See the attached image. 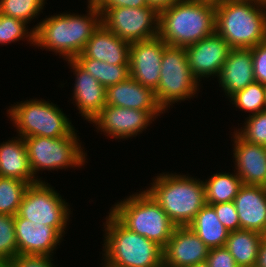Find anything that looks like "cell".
<instances>
[{"mask_svg": "<svg viewBox=\"0 0 266 267\" xmlns=\"http://www.w3.org/2000/svg\"><path fill=\"white\" fill-rule=\"evenodd\" d=\"M18 255L14 216L0 214V262L6 265Z\"/></svg>", "mask_w": 266, "mask_h": 267, "instance_id": "32", "label": "cell"}, {"mask_svg": "<svg viewBox=\"0 0 266 267\" xmlns=\"http://www.w3.org/2000/svg\"><path fill=\"white\" fill-rule=\"evenodd\" d=\"M199 84L188 65L185 48L167 46L162 55L159 85L154 91L161 109L165 112L175 102L195 96Z\"/></svg>", "mask_w": 266, "mask_h": 267, "instance_id": "9", "label": "cell"}, {"mask_svg": "<svg viewBox=\"0 0 266 267\" xmlns=\"http://www.w3.org/2000/svg\"><path fill=\"white\" fill-rule=\"evenodd\" d=\"M113 206L110 213L123 226L162 248L166 246L176 228L166 212L145 190L130 195Z\"/></svg>", "mask_w": 266, "mask_h": 267, "instance_id": "6", "label": "cell"}, {"mask_svg": "<svg viewBox=\"0 0 266 267\" xmlns=\"http://www.w3.org/2000/svg\"><path fill=\"white\" fill-rule=\"evenodd\" d=\"M45 0H0V14L27 24L42 12Z\"/></svg>", "mask_w": 266, "mask_h": 267, "instance_id": "30", "label": "cell"}, {"mask_svg": "<svg viewBox=\"0 0 266 267\" xmlns=\"http://www.w3.org/2000/svg\"><path fill=\"white\" fill-rule=\"evenodd\" d=\"M106 105L144 111H163L156 101L154 91L139 84L130 76L106 88Z\"/></svg>", "mask_w": 266, "mask_h": 267, "instance_id": "22", "label": "cell"}, {"mask_svg": "<svg viewBox=\"0 0 266 267\" xmlns=\"http://www.w3.org/2000/svg\"><path fill=\"white\" fill-rule=\"evenodd\" d=\"M18 254L48 255L52 257L62 235L48 225L34 223L25 218L14 216Z\"/></svg>", "mask_w": 266, "mask_h": 267, "instance_id": "16", "label": "cell"}, {"mask_svg": "<svg viewBox=\"0 0 266 267\" xmlns=\"http://www.w3.org/2000/svg\"><path fill=\"white\" fill-rule=\"evenodd\" d=\"M263 236L245 229L229 232L225 247L238 267H256Z\"/></svg>", "mask_w": 266, "mask_h": 267, "instance_id": "24", "label": "cell"}, {"mask_svg": "<svg viewBox=\"0 0 266 267\" xmlns=\"http://www.w3.org/2000/svg\"><path fill=\"white\" fill-rule=\"evenodd\" d=\"M196 1L206 2V3L213 4V5H218L221 2H224L225 0H196Z\"/></svg>", "mask_w": 266, "mask_h": 267, "instance_id": "42", "label": "cell"}, {"mask_svg": "<svg viewBox=\"0 0 266 267\" xmlns=\"http://www.w3.org/2000/svg\"><path fill=\"white\" fill-rule=\"evenodd\" d=\"M248 118V119H247ZM242 126L235 132L250 143L266 146V110L257 114H249Z\"/></svg>", "mask_w": 266, "mask_h": 267, "instance_id": "33", "label": "cell"}, {"mask_svg": "<svg viewBox=\"0 0 266 267\" xmlns=\"http://www.w3.org/2000/svg\"><path fill=\"white\" fill-rule=\"evenodd\" d=\"M51 256L18 254L5 267H56Z\"/></svg>", "mask_w": 266, "mask_h": 267, "instance_id": "35", "label": "cell"}, {"mask_svg": "<svg viewBox=\"0 0 266 267\" xmlns=\"http://www.w3.org/2000/svg\"><path fill=\"white\" fill-rule=\"evenodd\" d=\"M73 60L105 88L122 82L130 76L129 65H112L92 58Z\"/></svg>", "mask_w": 266, "mask_h": 267, "instance_id": "27", "label": "cell"}, {"mask_svg": "<svg viewBox=\"0 0 266 267\" xmlns=\"http://www.w3.org/2000/svg\"><path fill=\"white\" fill-rule=\"evenodd\" d=\"M253 67L251 49H231L217 77L228 98L255 82Z\"/></svg>", "mask_w": 266, "mask_h": 267, "instance_id": "21", "label": "cell"}, {"mask_svg": "<svg viewBox=\"0 0 266 267\" xmlns=\"http://www.w3.org/2000/svg\"><path fill=\"white\" fill-rule=\"evenodd\" d=\"M87 10L84 16L60 13L37 23L33 27L35 46L58 53L65 60H73L101 25L99 8L88 7Z\"/></svg>", "mask_w": 266, "mask_h": 267, "instance_id": "1", "label": "cell"}, {"mask_svg": "<svg viewBox=\"0 0 266 267\" xmlns=\"http://www.w3.org/2000/svg\"><path fill=\"white\" fill-rule=\"evenodd\" d=\"M101 24L129 43L158 36L159 12L153 7L99 8Z\"/></svg>", "mask_w": 266, "mask_h": 267, "instance_id": "11", "label": "cell"}, {"mask_svg": "<svg viewBox=\"0 0 266 267\" xmlns=\"http://www.w3.org/2000/svg\"><path fill=\"white\" fill-rule=\"evenodd\" d=\"M233 134L234 172L244 185L266 187V146L243 140L235 131Z\"/></svg>", "mask_w": 266, "mask_h": 267, "instance_id": "17", "label": "cell"}, {"mask_svg": "<svg viewBox=\"0 0 266 267\" xmlns=\"http://www.w3.org/2000/svg\"><path fill=\"white\" fill-rule=\"evenodd\" d=\"M105 0H88V7L99 8Z\"/></svg>", "mask_w": 266, "mask_h": 267, "instance_id": "41", "label": "cell"}, {"mask_svg": "<svg viewBox=\"0 0 266 267\" xmlns=\"http://www.w3.org/2000/svg\"><path fill=\"white\" fill-rule=\"evenodd\" d=\"M0 176L37 183L31 171L24 138L14 137L0 144Z\"/></svg>", "mask_w": 266, "mask_h": 267, "instance_id": "23", "label": "cell"}, {"mask_svg": "<svg viewBox=\"0 0 266 267\" xmlns=\"http://www.w3.org/2000/svg\"><path fill=\"white\" fill-rule=\"evenodd\" d=\"M189 267H209L207 262H202V263H198V264H194L192 266Z\"/></svg>", "mask_w": 266, "mask_h": 267, "instance_id": "43", "label": "cell"}, {"mask_svg": "<svg viewBox=\"0 0 266 267\" xmlns=\"http://www.w3.org/2000/svg\"><path fill=\"white\" fill-rule=\"evenodd\" d=\"M188 226L209 248L225 246L229 231L211 205L205 204Z\"/></svg>", "mask_w": 266, "mask_h": 267, "instance_id": "25", "label": "cell"}, {"mask_svg": "<svg viewBox=\"0 0 266 267\" xmlns=\"http://www.w3.org/2000/svg\"><path fill=\"white\" fill-rule=\"evenodd\" d=\"M56 104L44 99H32L11 105L7 116L22 138L40 136L59 138L70 136L76 129Z\"/></svg>", "mask_w": 266, "mask_h": 267, "instance_id": "7", "label": "cell"}, {"mask_svg": "<svg viewBox=\"0 0 266 267\" xmlns=\"http://www.w3.org/2000/svg\"><path fill=\"white\" fill-rule=\"evenodd\" d=\"M27 28V23L0 14V44L6 45L27 38V42L35 45V31L31 28L29 32Z\"/></svg>", "mask_w": 266, "mask_h": 267, "instance_id": "31", "label": "cell"}, {"mask_svg": "<svg viewBox=\"0 0 266 267\" xmlns=\"http://www.w3.org/2000/svg\"><path fill=\"white\" fill-rule=\"evenodd\" d=\"M24 141L31 171L38 182H43L36 176L38 171L76 168L86 163L87 153L75 131L66 137L33 136L24 138Z\"/></svg>", "mask_w": 266, "mask_h": 267, "instance_id": "8", "label": "cell"}, {"mask_svg": "<svg viewBox=\"0 0 266 267\" xmlns=\"http://www.w3.org/2000/svg\"><path fill=\"white\" fill-rule=\"evenodd\" d=\"M0 267H5V265L3 263L0 262Z\"/></svg>", "mask_w": 266, "mask_h": 267, "instance_id": "46", "label": "cell"}, {"mask_svg": "<svg viewBox=\"0 0 266 267\" xmlns=\"http://www.w3.org/2000/svg\"><path fill=\"white\" fill-rule=\"evenodd\" d=\"M158 267H172V266L166 265L164 262H162Z\"/></svg>", "mask_w": 266, "mask_h": 267, "instance_id": "44", "label": "cell"}, {"mask_svg": "<svg viewBox=\"0 0 266 267\" xmlns=\"http://www.w3.org/2000/svg\"><path fill=\"white\" fill-rule=\"evenodd\" d=\"M233 203L240 229L266 235V187L243 184Z\"/></svg>", "mask_w": 266, "mask_h": 267, "instance_id": "19", "label": "cell"}, {"mask_svg": "<svg viewBox=\"0 0 266 267\" xmlns=\"http://www.w3.org/2000/svg\"><path fill=\"white\" fill-rule=\"evenodd\" d=\"M163 173L145 191L176 226H188L206 204L204 183L189 175Z\"/></svg>", "mask_w": 266, "mask_h": 267, "instance_id": "4", "label": "cell"}, {"mask_svg": "<svg viewBox=\"0 0 266 267\" xmlns=\"http://www.w3.org/2000/svg\"><path fill=\"white\" fill-rule=\"evenodd\" d=\"M236 108L252 113V115L266 110V85L259 82L249 84L229 97Z\"/></svg>", "mask_w": 266, "mask_h": 267, "instance_id": "28", "label": "cell"}, {"mask_svg": "<svg viewBox=\"0 0 266 267\" xmlns=\"http://www.w3.org/2000/svg\"><path fill=\"white\" fill-rule=\"evenodd\" d=\"M258 2H262L266 4V0H257Z\"/></svg>", "mask_w": 266, "mask_h": 267, "instance_id": "45", "label": "cell"}, {"mask_svg": "<svg viewBox=\"0 0 266 267\" xmlns=\"http://www.w3.org/2000/svg\"><path fill=\"white\" fill-rule=\"evenodd\" d=\"M215 5L182 0L159 12L158 36L168 45L186 48L215 33Z\"/></svg>", "mask_w": 266, "mask_h": 267, "instance_id": "2", "label": "cell"}, {"mask_svg": "<svg viewBox=\"0 0 266 267\" xmlns=\"http://www.w3.org/2000/svg\"><path fill=\"white\" fill-rule=\"evenodd\" d=\"M131 43L108 31L102 24L75 58H92L112 65H129Z\"/></svg>", "mask_w": 266, "mask_h": 267, "instance_id": "20", "label": "cell"}, {"mask_svg": "<svg viewBox=\"0 0 266 267\" xmlns=\"http://www.w3.org/2000/svg\"><path fill=\"white\" fill-rule=\"evenodd\" d=\"M256 267H266V235L262 238Z\"/></svg>", "mask_w": 266, "mask_h": 267, "instance_id": "40", "label": "cell"}, {"mask_svg": "<svg viewBox=\"0 0 266 267\" xmlns=\"http://www.w3.org/2000/svg\"><path fill=\"white\" fill-rule=\"evenodd\" d=\"M215 8V32L232 49H251L266 41L265 3L257 0H225Z\"/></svg>", "mask_w": 266, "mask_h": 267, "instance_id": "3", "label": "cell"}, {"mask_svg": "<svg viewBox=\"0 0 266 267\" xmlns=\"http://www.w3.org/2000/svg\"><path fill=\"white\" fill-rule=\"evenodd\" d=\"M251 52L255 81L266 85V41L252 47Z\"/></svg>", "mask_w": 266, "mask_h": 267, "instance_id": "36", "label": "cell"}, {"mask_svg": "<svg viewBox=\"0 0 266 267\" xmlns=\"http://www.w3.org/2000/svg\"><path fill=\"white\" fill-rule=\"evenodd\" d=\"M161 113L106 105L91 122L110 138L127 139L141 134Z\"/></svg>", "mask_w": 266, "mask_h": 267, "instance_id": "12", "label": "cell"}, {"mask_svg": "<svg viewBox=\"0 0 266 267\" xmlns=\"http://www.w3.org/2000/svg\"><path fill=\"white\" fill-rule=\"evenodd\" d=\"M204 183L206 204L231 202L235 199L240 187L243 185L240 177L235 172H219L213 174Z\"/></svg>", "mask_w": 266, "mask_h": 267, "instance_id": "26", "label": "cell"}, {"mask_svg": "<svg viewBox=\"0 0 266 267\" xmlns=\"http://www.w3.org/2000/svg\"><path fill=\"white\" fill-rule=\"evenodd\" d=\"M206 262L209 267H238L225 246L210 248Z\"/></svg>", "mask_w": 266, "mask_h": 267, "instance_id": "37", "label": "cell"}, {"mask_svg": "<svg viewBox=\"0 0 266 267\" xmlns=\"http://www.w3.org/2000/svg\"><path fill=\"white\" fill-rule=\"evenodd\" d=\"M74 72L73 101L77 110L89 123L106 106V88L83 70L74 60H66Z\"/></svg>", "mask_w": 266, "mask_h": 267, "instance_id": "18", "label": "cell"}, {"mask_svg": "<svg viewBox=\"0 0 266 267\" xmlns=\"http://www.w3.org/2000/svg\"><path fill=\"white\" fill-rule=\"evenodd\" d=\"M211 206L214 208L218 219L229 232L240 229L238 213L233 201L211 204Z\"/></svg>", "mask_w": 266, "mask_h": 267, "instance_id": "34", "label": "cell"}, {"mask_svg": "<svg viewBox=\"0 0 266 267\" xmlns=\"http://www.w3.org/2000/svg\"><path fill=\"white\" fill-rule=\"evenodd\" d=\"M229 43L216 32L185 48L188 65L200 82L201 78L219 75L231 51Z\"/></svg>", "mask_w": 266, "mask_h": 267, "instance_id": "14", "label": "cell"}, {"mask_svg": "<svg viewBox=\"0 0 266 267\" xmlns=\"http://www.w3.org/2000/svg\"><path fill=\"white\" fill-rule=\"evenodd\" d=\"M104 224V265L102 267H158L163 248L128 230L110 212Z\"/></svg>", "mask_w": 266, "mask_h": 267, "instance_id": "5", "label": "cell"}, {"mask_svg": "<svg viewBox=\"0 0 266 267\" xmlns=\"http://www.w3.org/2000/svg\"><path fill=\"white\" fill-rule=\"evenodd\" d=\"M59 195L45 181L31 184L25 190L17 215L34 223L54 227L63 236L71 209Z\"/></svg>", "mask_w": 266, "mask_h": 267, "instance_id": "10", "label": "cell"}, {"mask_svg": "<svg viewBox=\"0 0 266 267\" xmlns=\"http://www.w3.org/2000/svg\"><path fill=\"white\" fill-rule=\"evenodd\" d=\"M209 249L189 226H176L163 248V262L172 267H189L206 262Z\"/></svg>", "mask_w": 266, "mask_h": 267, "instance_id": "15", "label": "cell"}, {"mask_svg": "<svg viewBox=\"0 0 266 267\" xmlns=\"http://www.w3.org/2000/svg\"><path fill=\"white\" fill-rule=\"evenodd\" d=\"M147 0H105L99 8H140L147 7Z\"/></svg>", "mask_w": 266, "mask_h": 267, "instance_id": "38", "label": "cell"}, {"mask_svg": "<svg viewBox=\"0 0 266 267\" xmlns=\"http://www.w3.org/2000/svg\"><path fill=\"white\" fill-rule=\"evenodd\" d=\"M168 45L159 37L132 42L130 45V77L155 91L159 85L161 62Z\"/></svg>", "mask_w": 266, "mask_h": 267, "instance_id": "13", "label": "cell"}, {"mask_svg": "<svg viewBox=\"0 0 266 267\" xmlns=\"http://www.w3.org/2000/svg\"><path fill=\"white\" fill-rule=\"evenodd\" d=\"M28 186L25 181L0 176V214L15 216Z\"/></svg>", "mask_w": 266, "mask_h": 267, "instance_id": "29", "label": "cell"}, {"mask_svg": "<svg viewBox=\"0 0 266 267\" xmlns=\"http://www.w3.org/2000/svg\"><path fill=\"white\" fill-rule=\"evenodd\" d=\"M182 0H147L149 7L155 8L158 12L172 6L174 3Z\"/></svg>", "mask_w": 266, "mask_h": 267, "instance_id": "39", "label": "cell"}]
</instances>
